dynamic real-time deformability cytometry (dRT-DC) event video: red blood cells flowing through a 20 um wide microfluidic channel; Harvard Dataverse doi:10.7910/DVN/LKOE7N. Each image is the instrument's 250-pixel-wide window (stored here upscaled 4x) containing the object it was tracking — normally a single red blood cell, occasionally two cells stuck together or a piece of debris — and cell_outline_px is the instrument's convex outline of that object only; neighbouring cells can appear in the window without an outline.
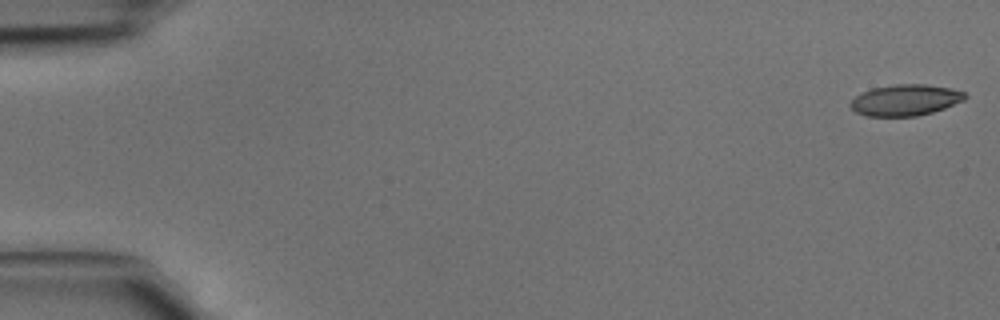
{"species": "common noctule bat (a hibernating species)", "species_latin": "Nyctalus noctula", "temperature_condition": "cold", "stored_images_in_passage": 45, "camera_frame_rate_fps": 3000, "um_per_image_px": 0.085, "animal": {"sex": "male", "body_mass_g": 15.6}, "frame": {"image": 1, "passage_image": 1, "time_ms": 0.0, "image_size_px": [1000, 320], "cell_outline_px": [[968, 96], [964, 100], [944, 108], [932, 112], [916, 116], [864, 116], [856, 112], [848, 104], [856, 96], [872, 88], [896, 84], [928, 84], [948, 88], [964, 92]], "centroid_in_image_um": [76.95, 8.51], "position_along_channel_um": 8.1, "area_um2": 20.69}}
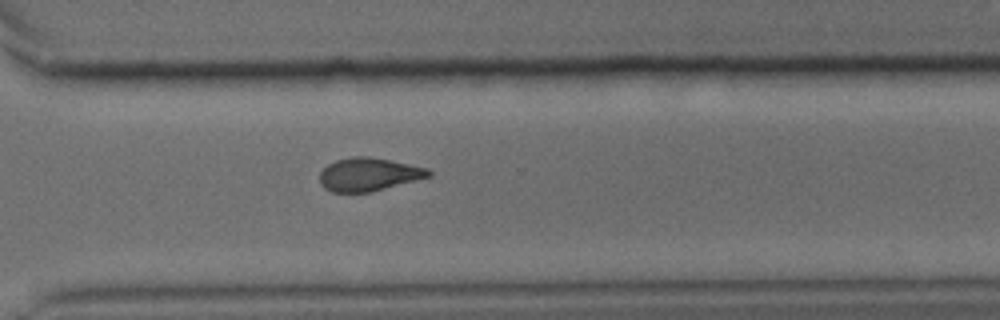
{"frame": {"image": 2, "passage_image": 33, "time_ms": 10.667, "image_size_px": [1000, 320], "cell_outline_px": [[432, 176], [372, 192], [332, 192], [324, 188], [320, 184], [320, 172], [328, 164], [336, 160], [352, 156], [368, 156], [428, 168], [432, 172]], "centroid_in_image_um": [31.34, 14.83], "position_along_channel_um": 339.3, "area_um2": 21.1}}
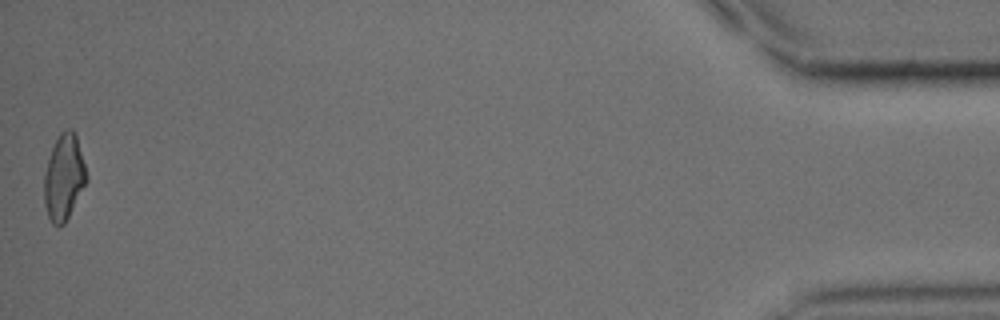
{"frame": {"image": 3, "passage_image": 45, "time_ms": 14.667, "image_size_px": [1000, 320], "cell_outline_px": [[88, 180], [64, 224], [52, 224], [48, 216], [44, 204], [44, 172], [52, 148], [60, 132], [68, 128], [72, 128], [76, 132], [88, 176]], "centroid_in_image_um": [5.44, 15.03], "position_along_channel_um": 429.8, "area_um2": 21.21}}